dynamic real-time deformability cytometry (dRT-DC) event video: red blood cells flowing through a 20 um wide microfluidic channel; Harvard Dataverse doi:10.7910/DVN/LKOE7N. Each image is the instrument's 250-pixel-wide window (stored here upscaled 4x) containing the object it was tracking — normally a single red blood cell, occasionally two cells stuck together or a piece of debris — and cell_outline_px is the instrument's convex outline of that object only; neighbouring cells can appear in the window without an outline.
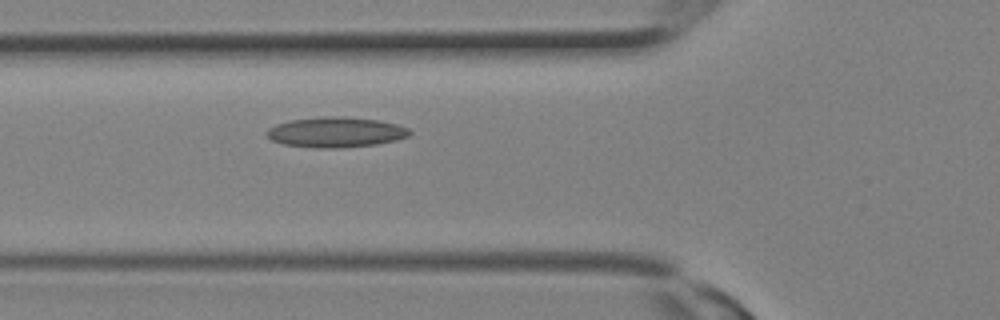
{"species": "Egyptian fruit bat (a non-hibernating species)", "species_latin": "Rousettus aegyptiacus", "temperature_condition": "room temperature", "stored_images_in_passage": 8, "camera_frame_rate_fps": 3000, "um_per_image_px": 0.085, "animal": {"sex": "female"}, "frame": {"image": 1, "passage_image": 8, "time_ms": 2.333, "image_size_px": [1000, 320], "cell_outline_px": [[412, 132], [408, 136], [396, 140], [376, 144], [340, 148], [316, 148], [284, 144], [272, 140], [264, 132], [268, 128], [276, 124], [288, 120], [320, 116], [344, 116], [376, 120], [396, 124], [408, 128]], "centroid_in_image_um": [28.51, 11.23], "position_along_channel_um": 97.3, "area_um2": 25.32}}